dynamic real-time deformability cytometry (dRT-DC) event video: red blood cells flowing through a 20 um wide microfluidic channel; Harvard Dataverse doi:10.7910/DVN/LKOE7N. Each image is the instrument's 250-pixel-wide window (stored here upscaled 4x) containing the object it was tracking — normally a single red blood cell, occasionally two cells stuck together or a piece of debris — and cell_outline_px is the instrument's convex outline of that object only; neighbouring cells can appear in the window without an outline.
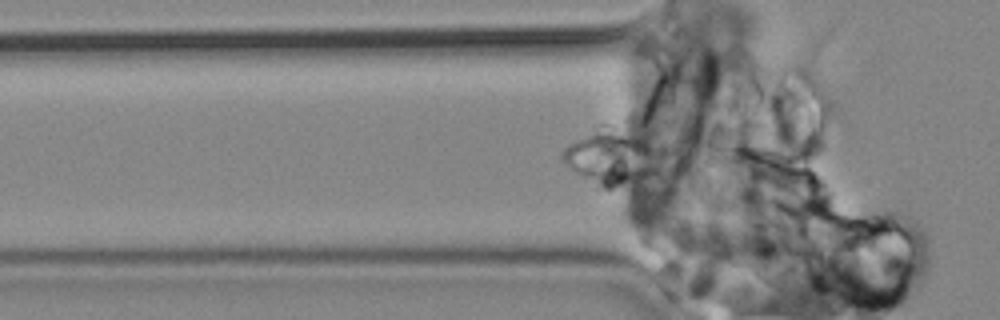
{"species": "common noctule bat (a hibernating species)", "species_latin": "Nyctalus noctula", "temperature_condition": "cold", "stored_images_in_passage": 51, "segment_of_instrument_passage": [1, 2], "camera_frame_rate_fps": 3000, "um_per_image_px": 0.085, "animal": {"sex": "male", "body_mass_g": 19.2, "forearm_length_mm": 51.8}, "frame": {"image": 1, "passage_image": 6, "time_ms": 1.667, "image_size_px": [1000, 320], "cell_outline_px": [[680, 176], [656, 180], [624, 184], [600, 184], [584, 180], [568, 168], [564, 160], [564, 148], [572, 140], [584, 136], [620, 136], [636, 140], [652, 148], [664, 156], [680, 168]], "centroid_in_image_um": [52.43, 13.67], "position_along_channel_um": 73.4, "area_um2": 30.58}}